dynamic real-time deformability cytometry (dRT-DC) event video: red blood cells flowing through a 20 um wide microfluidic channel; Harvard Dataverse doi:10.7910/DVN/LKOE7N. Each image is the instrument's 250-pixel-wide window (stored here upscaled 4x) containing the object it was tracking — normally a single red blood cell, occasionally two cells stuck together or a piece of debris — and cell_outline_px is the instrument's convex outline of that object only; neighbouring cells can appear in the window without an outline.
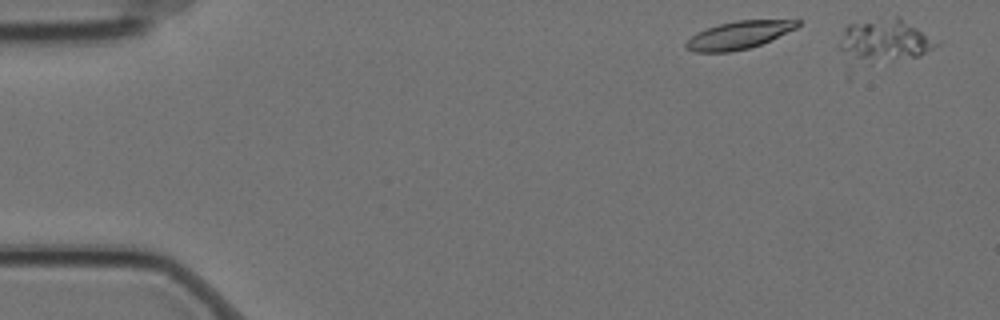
{"species": "Egyptian fruit bat (a non-hibernating species)", "species_latin": "Rousettus aegyptiacus", "temperature_condition": "cold", "stored_images_in_passage": 15, "camera_frame_rate_fps": 3000, "um_per_image_px": 0.085, "animal": {"sex": "female"}, "frame": {"image": 1, "passage_image": 1, "time_ms": 0.0, "image_size_px": [1000, 320], "cell_outline_px": [[800, 24], [796, 28], [760, 44], [748, 48], [728, 52], [692, 52], [684, 48], [684, 44], [696, 32], [720, 24], [736, 20], [800, 20]], "centroid_in_image_um": [62.74, 2.99], "position_along_channel_um": 22.3, "area_um2": 17.8}}
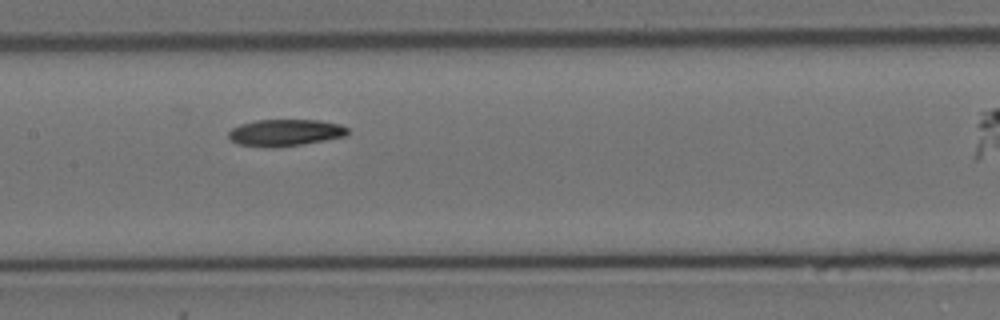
{"frame": {"image": 2, "passage_image": 7, "time_ms": 2.0, "image_size_px": [1000, 320], "cell_outline_px": [[348, 136], [300, 144], [272, 148], [268, 148], [236, 144], [228, 136], [228, 132], [232, 128], [240, 124], [256, 120], [320, 120], [340, 124], [348, 128]], "centroid_in_image_um": [24.23, 11.27], "position_along_channel_um": 183.2, "area_um2": 18.67}}
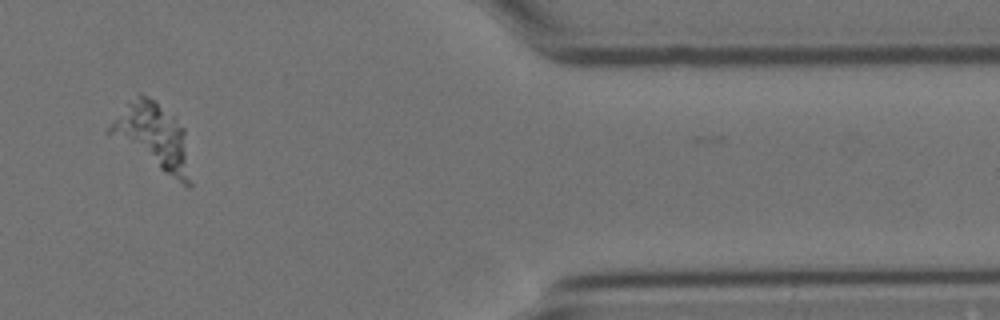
{"frame": {"image": 3, "passage_image": 14, "time_ms": 4.333, "image_size_px": [1000, 320], "cell_outline_px": [[192, 188], [188, 188], [104, 132], [128, 100], [140, 92], [156, 100], [176, 116], [184, 128], [192, 184]], "centroid_in_image_um": [13.04, 11.57], "position_along_channel_um": 398.4, "area_um2": 31.33}}